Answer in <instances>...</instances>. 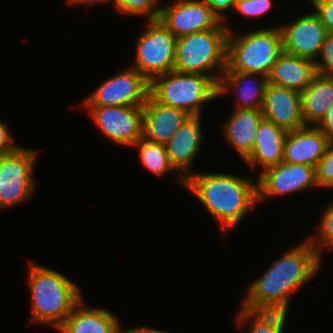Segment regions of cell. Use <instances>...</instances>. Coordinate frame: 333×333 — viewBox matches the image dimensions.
<instances>
[{
  "label": "cell",
  "mask_w": 333,
  "mask_h": 333,
  "mask_svg": "<svg viewBox=\"0 0 333 333\" xmlns=\"http://www.w3.org/2000/svg\"><path fill=\"white\" fill-rule=\"evenodd\" d=\"M283 254L247 287L242 309L289 312L293 292L313 279L323 262L308 240Z\"/></svg>",
  "instance_id": "cell-1"
},
{
  "label": "cell",
  "mask_w": 333,
  "mask_h": 333,
  "mask_svg": "<svg viewBox=\"0 0 333 333\" xmlns=\"http://www.w3.org/2000/svg\"><path fill=\"white\" fill-rule=\"evenodd\" d=\"M185 188L220 223L223 234L258 204L257 178L195 171L185 180Z\"/></svg>",
  "instance_id": "cell-2"
},
{
  "label": "cell",
  "mask_w": 333,
  "mask_h": 333,
  "mask_svg": "<svg viewBox=\"0 0 333 333\" xmlns=\"http://www.w3.org/2000/svg\"><path fill=\"white\" fill-rule=\"evenodd\" d=\"M27 275L31 291V322L58 329L83 299L79 286L64 274L29 261Z\"/></svg>",
  "instance_id": "cell-3"
},
{
  "label": "cell",
  "mask_w": 333,
  "mask_h": 333,
  "mask_svg": "<svg viewBox=\"0 0 333 333\" xmlns=\"http://www.w3.org/2000/svg\"><path fill=\"white\" fill-rule=\"evenodd\" d=\"M283 52L280 26L254 29L237 36L231 29L227 38V66L224 71L269 76Z\"/></svg>",
  "instance_id": "cell-4"
},
{
  "label": "cell",
  "mask_w": 333,
  "mask_h": 333,
  "mask_svg": "<svg viewBox=\"0 0 333 333\" xmlns=\"http://www.w3.org/2000/svg\"><path fill=\"white\" fill-rule=\"evenodd\" d=\"M228 32L214 28L176 38L173 70L210 76L218 84L227 66Z\"/></svg>",
  "instance_id": "cell-5"
},
{
  "label": "cell",
  "mask_w": 333,
  "mask_h": 333,
  "mask_svg": "<svg viewBox=\"0 0 333 333\" xmlns=\"http://www.w3.org/2000/svg\"><path fill=\"white\" fill-rule=\"evenodd\" d=\"M149 95L158 103L201 116L203 105L218 97V84L202 74L171 70L150 80Z\"/></svg>",
  "instance_id": "cell-6"
},
{
  "label": "cell",
  "mask_w": 333,
  "mask_h": 333,
  "mask_svg": "<svg viewBox=\"0 0 333 333\" xmlns=\"http://www.w3.org/2000/svg\"><path fill=\"white\" fill-rule=\"evenodd\" d=\"M147 23V28L135 40L136 55L130 67L150 81L173 70L176 37L158 19Z\"/></svg>",
  "instance_id": "cell-7"
},
{
  "label": "cell",
  "mask_w": 333,
  "mask_h": 333,
  "mask_svg": "<svg viewBox=\"0 0 333 333\" xmlns=\"http://www.w3.org/2000/svg\"><path fill=\"white\" fill-rule=\"evenodd\" d=\"M37 156V150L22 146L0 155V209L20 205L32 197Z\"/></svg>",
  "instance_id": "cell-8"
},
{
  "label": "cell",
  "mask_w": 333,
  "mask_h": 333,
  "mask_svg": "<svg viewBox=\"0 0 333 333\" xmlns=\"http://www.w3.org/2000/svg\"><path fill=\"white\" fill-rule=\"evenodd\" d=\"M150 81L128 67L100 84L86 98L85 106H143L149 97Z\"/></svg>",
  "instance_id": "cell-9"
},
{
  "label": "cell",
  "mask_w": 333,
  "mask_h": 333,
  "mask_svg": "<svg viewBox=\"0 0 333 333\" xmlns=\"http://www.w3.org/2000/svg\"><path fill=\"white\" fill-rule=\"evenodd\" d=\"M158 20L176 37L206 31L214 28H227L204 0H177L160 8Z\"/></svg>",
  "instance_id": "cell-10"
},
{
  "label": "cell",
  "mask_w": 333,
  "mask_h": 333,
  "mask_svg": "<svg viewBox=\"0 0 333 333\" xmlns=\"http://www.w3.org/2000/svg\"><path fill=\"white\" fill-rule=\"evenodd\" d=\"M101 133L118 146L131 147L142 138L143 106H86Z\"/></svg>",
  "instance_id": "cell-11"
},
{
  "label": "cell",
  "mask_w": 333,
  "mask_h": 333,
  "mask_svg": "<svg viewBox=\"0 0 333 333\" xmlns=\"http://www.w3.org/2000/svg\"><path fill=\"white\" fill-rule=\"evenodd\" d=\"M318 188L315 167L281 162L266 168L257 177L258 204L269 198Z\"/></svg>",
  "instance_id": "cell-12"
},
{
  "label": "cell",
  "mask_w": 333,
  "mask_h": 333,
  "mask_svg": "<svg viewBox=\"0 0 333 333\" xmlns=\"http://www.w3.org/2000/svg\"><path fill=\"white\" fill-rule=\"evenodd\" d=\"M311 12L291 23L282 24L280 29L283 51L316 62L328 33L320 17L314 11Z\"/></svg>",
  "instance_id": "cell-13"
},
{
  "label": "cell",
  "mask_w": 333,
  "mask_h": 333,
  "mask_svg": "<svg viewBox=\"0 0 333 333\" xmlns=\"http://www.w3.org/2000/svg\"><path fill=\"white\" fill-rule=\"evenodd\" d=\"M202 116H190L165 144L172 167L178 172L176 181L185 187V180L194 173L191 169L202 144ZM180 173V175H179Z\"/></svg>",
  "instance_id": "cell-14"
},
{
  "label": "cell",
  "mask_w": 333,
  "mask_h": 333,
  "mask_svg": "<svg viewBox=\"0 0 333 333\" xmlns=\"http://www.w3.org/2000/svg\"><path fill=\"white\" fill-rule=\"evenodd\" d=\"M262 114L265 119L288 132L305 126L300 93L286 87L267 84Z\"/></svg>",
  "instance_id": "cell-15"
},
{
  "label": "cell",
  "mask_w": 333,
  "mask_h": 333,
  "mask_svg": "<svg viewBox=\"0 0 333 333\" xmlns=\"http://www.w3.org/2000/svg\"><path fill=\"white\" fill-rule=\"evenodd\" d=\"M329 141L316 126L289 131L284 143L282 162L316 167L324 156Z\"/></svg>",
  "instance_id": "cell-16"
},
{
  "label": "cell",
  "mask_w": 333,
  "mask_h": 333,
  "mask_svg": "<svg viewBox=\"0 0 333 333\" xmlns=\"http://www.w3.org/2000/svg\"><path fill=\"white\" fill-rule=\"evenodd\" d=\"M189 117L185 111L160 104L149 95L143 105L142 138L165 145Z\"/></svg>",
  "instance_id": "cell-17"
},
{
  "label": "cell",
  "mask_w": 333,
  "mask_h": 333,
  "mask_svg": "<svg viewBox=\"0 0 333 333\" xmlns=\"http://www.w3.org/2000/svg\"><path fill=\"white\" fill-rule=\"evenodd\" d=\"M267 84V76L224 71L218 83V97L230 91L235 92L238 97H236L237 106H234L236 109H262Z\"/></svg>",
  "instance_id": "cell-18"
},
{
  "label": "cell",
  "mask_w": 333,
  "mask_h": 333,
  "mask_svg": "<svg viewBox=\"0 0 333 333\" xmlns=\"http://www.w3.org/2000/svg\"><path fill=\"white\" fill-rule=\"evenodd\" d=\"M83 299L75 306L64 323L57 329L61 333H124L118 316L104 307H90Z\"/></svg>",
  "instance_id": "cell-19"
},
{
  "label": "cell",
  "mask_w": 333,
  "mask_h": 333,
  "mask_svg": "<svg viewBox=\"0 0 333 333\" xmlns=\"http://www.w3.org/2000/svg\"><path fill=\"white\" fill-rule=\"evenodd\" d=\"M287 134L288 131L263 118L257 128L254 148L245 163L252 170L260 165L262 171L258 175L266 168L281 163Z\"/></svg>",
  "instance_id": "cell-20"
},
{
  "label": "cell",
  "mask_w": 333,
  "mask_h": 333,
  "mask_svg": "<svg viewBox=\"0 0 333 333\" xmlns=\"http://www.w3.org/2000/svg\"><path fill=\"white\" fill-rule=\"evenodd\" d=\"M230 117L224 122V138L245 161L251 154L257 128L264 118L262 109H232Z\"/></svg>",
  "instance_id": "cell-21"
},
{
  "label": "cell",
  "mask_w": 333,
  "mask_h": 333,
  "mask_svg": "<svg viewBox=\"0 0 333 333\" xmlns=\"http://www.w3.org/2000/svg\"><path fill=\"white\" fill-rule=\"evenodd\" d=\"M316 74L315 61L283 51L268 76V83L300 93Z\"/></svg>",
  "instance_id": "cell-22"
},
{
  "label": "cell",
  "mask_w": 333,
  "mask_h": 333,
  "mask_svg": "<svg viewBox=\"0 0 333 333\" xmlns=\"http://www.w3.org/2000/svg\"><path fill=\"white\" fill-rule=\"evenodd\" d=\"M300 97L305 126H316L333 103V77L317 73Z\"/></svg>",
  "instance_id": "cell-23"
},
{
  "label": "cell",
  "mask_w": 333,
  "mask_h": 333,
  "mask_svg": "<svg viewBox=\"0 0 333 333\" xmlns=\"http://www.w3.org/2000/svg\"><path fill=\"white\" fill-rule=\"evenodd\" d=\"M288 312L284 311H253L240 308L236 315V323H247V333H283Z\"/></svg>",
  "instance_id": "cell-24"
},
{
  "label": "cell",
  "mask_w": 333,
  "mask_h": 333,
  "mask_svg": "<svg viewBox=\"0 0 333 333\" xmlns=\"http://www.w3.org/2000/svg\"><path fill=\"white\" fill-rule=\"evenodd\" d=\"M131 147L139 149L140 163L154 175L162 177L168 172H176L169 162L164 144L141 138Z\"/></svg>",
  "instance_id": "cell-25"
},
{
  "label": "cell",
  "mask_w": 333,
  "mask_h": 333,
  "mask_svg": "<svg viewBox=\"0 0 333 333\" xmlns=\"http://www.w3.org/2000/svg\"><path fill=\"white\" fill-rule=\"evenodd\" d=\"M321 220L318 223L316 236H309L307 240L314 247L318 256L322 259L323 249L333 250V202L326 205Z\"/></svg>",
  "instance_id": "cell-26"
},
{
  "label": "cell",
  "mask_w": 333,
  "mask_h": 333,
  "mask_svg": "<svg viewBox=\"0 0 333 333\" xmlns=\"http://www.w3.org/2000/svg\"><path fill=\"white\" fill-rule=\"evenodd\" d=\"M159 0H115L113 3L117 12L122 15L148 16V20L158 19L161 5Z\"/></svg>",
  "instance_id": "cell-27"
},
{
  "label": "cell",
  "mask_w": 333,
  "mask_h": 333,
  "mask_svg": "<svg viewBox=\"0 0 333 333\" xmlns=\"http://www.w3.org/2000/svg\"><path fill=\"white\" fill-rule=\"evenodd\" d=\"M318 188L333 189V139H330L324 156L315 167Z\"/></svg>",
  "instance_id": "cell-28"
},
{
  "label": "cell",
  "mask_w": 333,
  "mask_h": 333,
  "mask_svg": "<svg viewBox=\"0 0 333 333\" xmlns=\"http://www.w3.org/2000/svg\"><path fill=\"white\" fill-rule=\"evenodd\" d=\"M273 2V0H235L233 11H238L237 13L247 18H261L272 9Z\"/></svg>",
  "instance_id": "cell-29"
},
{
  "label": "cell",
  "mask_w": 333,
  "mask_h": 333,
  "mask_svg": "<svg viewBox=\"0 0 333 333\" xmlns=\"http://www.w3.org/2000/svg\"><path fill=\"white\" fill-rule=\"evenodd\" d=\"M317 73L333 77V34L328 33L316 61Z\"/></svg>",
  "instance_id": "cell-30"
},
{
  "label": "cell",
  "mask_w": 333,
  "mask_h": 333,
  "mask_svg": "<svg viewBox=\"0 0 333 333\" xmlns=\"http://www.w3.org/2000/svg\"><path fill=\"white\" fill-rule=\"evenodd\" d=\"M314 12L320 17L327 33L333 34V3L331 2H310Z\"/></svg>",
  "instance_id": "cell-31"
},
{
  "label": "cell",
  "mask_w": 333,
  "mask_h": 333,
  "mask_svg": "<svg viewBox=\"0 0 333 333\" xmlns=\"http://www.w3.org/2000/svg\"><path fill=\"white\" fill-rule=\"evenodd\" d=\"M19 146L14 143L9 127L0 120V155L15 151Z\"/></svg>",
  "instance_id": "cell-32"
},
{
  "label": "cell",
  "mask_w": 333,
  "mask_h": 333,
  "mask_svg": "<svg viewBox=\"0 0 333 333\" xmlns=\"http://www.w3.org/2000/svg\"><path fill=\"white\" fill-rule=\"evenodd\" d=\"M210 7L211 10L219 17L222 22H226L227 10L233 11L235 0H204Z\"/></svg>",
  "instance_id": "cell-33"
},
{
  "label": "cell",
  "mask_w": 333,
  "mask_h": 333,
  "mask_svg": "<svg viewBox=\"0 0 333 333\" xmlns=\"http://www.w3.org/2000/svg\"><path fill=\"white\" fill-rule=\"evenodd\" d=\"M316 127L329 139H333V103Z\"/></svg>",
  "instance_id": "cell-34"
},
{
  "label": "cell",
  "mask_w": 333,
  "mask_h": 333,
  "mask_svg": "<svg viewBox=\"0 0 333 333\" xmlns=\"http://www.w3.org/2000/svg\"><path fill=\"white\" fill-rule=\"evenodd\" d=\"M124 332L125 333H169V332H165L164 330L160 331V330H156L154 328L147 327V326L125 329Z\"/></svg>",
  "instance_id": "cell-35"
},
{
  "label": "cell",
  "mask_w": 333,
  "mask_h": 333,
  "mask_svg": "<svg viewBox=\"0 0 333 333\" xmlns=\"http://www.w3.org/2000/svg\"><path fill=\"white\" fill-rule=\"evenodd\" d=\"M115 0H67L68 4H72V5H77V4H83L84 6H89L92 5L94 6V3H101V4H106L108 2H113L114 3Z\"/></svg>",
  "instance_id": "cell-36"
},
{
  "label": "cell",
  "mask_w": 333,
  "mask_h": 333,
  "mask_svg": "<svg viewBox=\"0 0 333 333\" xmlns=\"http://www.w3.org/2000/svg\"><path fill=\"white\" fill-rule=\"evenodd\" d=\"M309 2H331V3H333V0H309Z\"/></svg>",
  "instance_id": "cell-37"
}]
</instances>
